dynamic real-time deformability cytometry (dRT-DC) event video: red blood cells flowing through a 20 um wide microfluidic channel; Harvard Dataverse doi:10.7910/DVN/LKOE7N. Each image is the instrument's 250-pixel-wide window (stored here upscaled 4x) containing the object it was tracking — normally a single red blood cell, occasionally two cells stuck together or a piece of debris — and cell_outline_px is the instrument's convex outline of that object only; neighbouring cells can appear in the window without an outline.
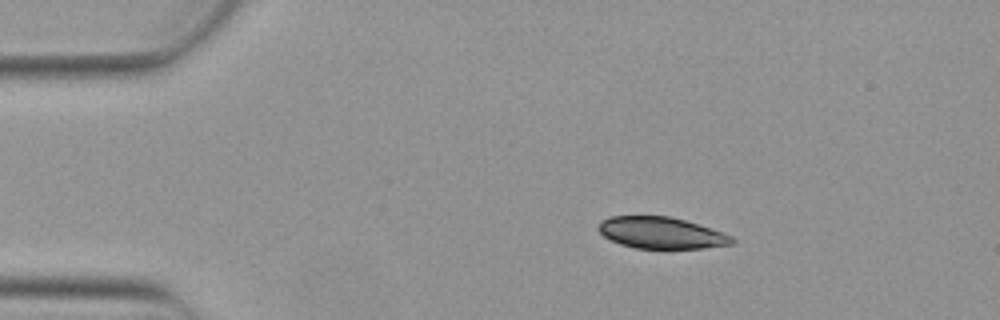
{"species": "Egyptian fruit bat (a non-hibernating species)", "species_latin": "Rousettus aegyptiacus", "temperature_condition": "warm", "stored_images_in_passage": 3, "camera_frame_rate_fps": 3000, "um_per_image_px": 0.085, "animal": {"sex": "female"}, "frame": {"image": 1, "passage_image": 2, "time_ms": 0.333, "image_size_px": [1000, 320], "cell_outline_px": [[736, 240], [732, 244], [704, 248], [636, 248], [620, 244], [604, 236], [596, 228], [600, 220], [612, 216], [668, 216], [684, 220], [732, 236]], "centroid_in_image_um": [56.16, 19.79], "position_along_channel_um": 28.8, "area_um2": 24.28}}